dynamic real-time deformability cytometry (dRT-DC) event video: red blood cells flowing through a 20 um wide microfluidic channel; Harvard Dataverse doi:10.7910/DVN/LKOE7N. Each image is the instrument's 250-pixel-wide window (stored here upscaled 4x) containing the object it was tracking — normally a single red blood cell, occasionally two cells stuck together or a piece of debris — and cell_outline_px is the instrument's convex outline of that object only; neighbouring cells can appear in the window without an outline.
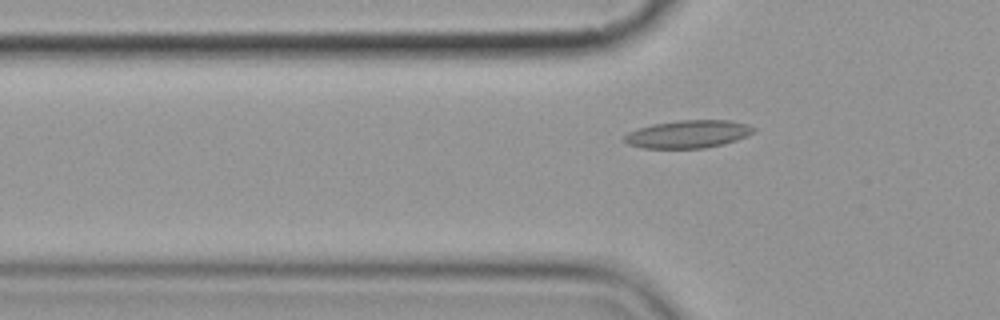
{"species": "common noctule bat (a hibernating species)", "species_latin": "Nyctalus noctula", "temperature_condition": "cold", "stored_images_in_passage": 8, "segment_of_instrument_passage": [2, 2], "camera_frame_rate_fps": 3000, "um_per_image_px": 0.085, "animal": {"sex": "female", "body_mass_g": 19.9}, "frame": {"image": 1, "passage_image": 8, "time_ms": 9.0, "image_size_px": [1000, 320], "cell_outline_px": [[756, 132], [748, 136], [724, 144], [704, 148], [644, 148], [628, 144], [620, 140], [628, 132], [652, 124], [680, 120], [732, 120], [748, 124], [756, 128]], "centroid_in_image_um": [58.52, 11.39], "position_along_channel_um": 67.3, "area_um2": 21.15}}